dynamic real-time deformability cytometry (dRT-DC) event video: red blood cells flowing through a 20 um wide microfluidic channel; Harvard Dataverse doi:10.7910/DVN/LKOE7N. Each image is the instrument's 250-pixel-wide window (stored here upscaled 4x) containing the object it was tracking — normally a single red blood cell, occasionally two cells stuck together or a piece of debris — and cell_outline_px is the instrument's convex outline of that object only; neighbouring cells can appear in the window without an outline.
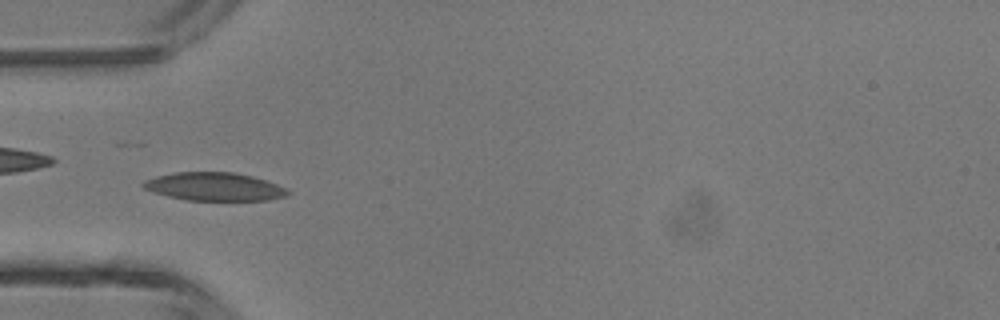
{"species": "common noctule bat (a hibernating species)", "species_latin": "Nyctalus noctula", "temperature_condition": "room temperature", "stored_images_in_passage": 34, "camera_frame_rate_fps": 3000, "um_per_image_px": 0.085, "animal": {"sex": "male", "body_mass_g": 13.3}, "frame": {"image": 1, "passage_image": 2, "time_ms": 0.333, "image_size_px": [1000, 320], "cell_outline_px": [[292, 192], [284, 196], [268, 200], [188, 200], [168, 196], [144, 188], [140, 184], [144, 180], [156, 176], [176, 172], [232, 172], [252, 176], [288, 188]], "centroid_in_image_um": [18.23, 15.86], "position_along_channel_um": 66.8, "area_um2": 23.58}}
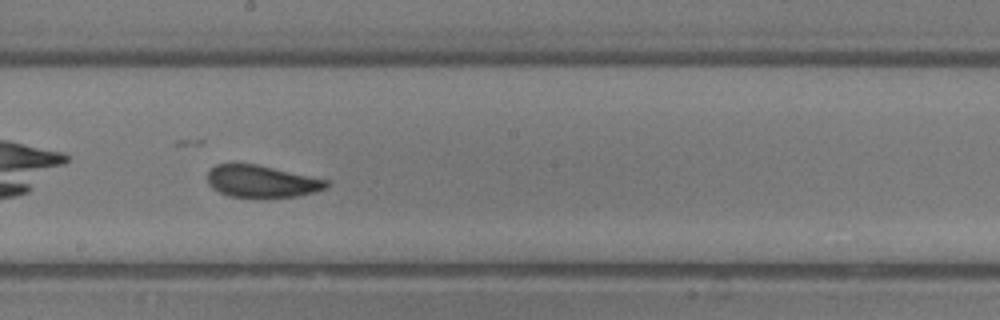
{"frame": {"image": 2, "passage_image": 13, "time_ms": 4.0, "image_size_px": [1000, 320], "cell_outline_px": [[328, 188], [296, 196], [228, 196], [212, 188], [208, 184], [208, 172], [216, 164], [256, 164], [328, 180]], "centroid_in_image_um": [22.22, 15.4], "position_along_channel_um": 226.0, "area_um2": 21.68}}
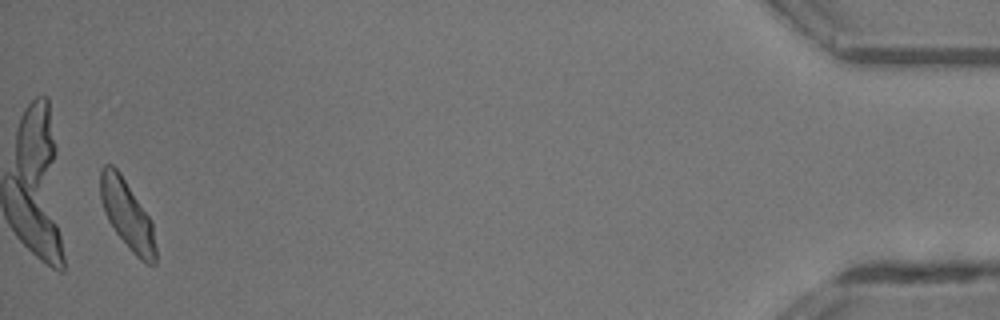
{"frame": {"image": 3, "passage_image": 33, "time_ms": 10.667, "image_size_px": [1000, 320], "cell_outline_px": [[156, 264], [148, 264], [140, 260], [132, 252], [116, 232], [108, 220], [104, 212], [100, 200], [100, 168], [104, 164], [112, 164], [120, 172], [148, 216], [152, 224], [156, 248]], "centroid_in_image_um": [10.78, 18.23], "position_along_channel_um": 424.4, "area_um2": 22.02}, "authors_computed_cell_mechanics": {"area_um2": 22.253, "velocity_mm_per_s": 4.3396, "shape_relaxation_time_tau1_ms": 4.2756, "shape_relaxation_time_tau2_ms": 1.9314, "deformation_change_tau1": 0.1096, "deformation_change_tau2": 0.0845}}